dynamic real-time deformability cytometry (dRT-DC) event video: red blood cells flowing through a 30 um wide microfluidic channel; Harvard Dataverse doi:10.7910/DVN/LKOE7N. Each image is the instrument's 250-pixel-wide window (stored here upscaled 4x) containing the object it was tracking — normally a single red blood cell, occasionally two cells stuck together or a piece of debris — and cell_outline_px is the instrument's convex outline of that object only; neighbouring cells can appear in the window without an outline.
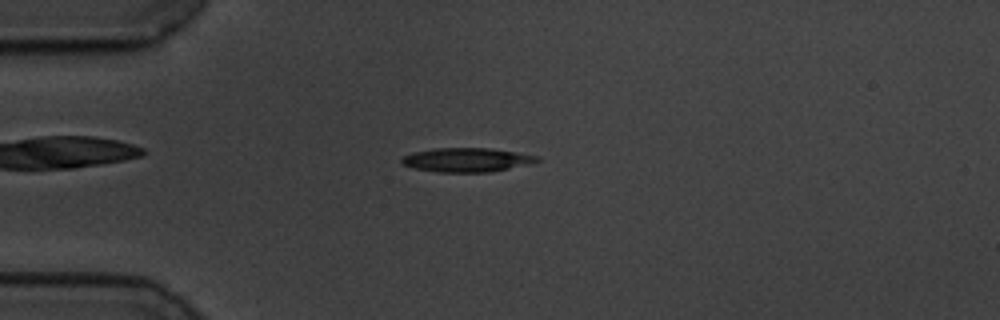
{"species": "common noctule bat (a hibernating species)", "species_latin": "Nyctalus noctula", "temperature_condition": "cold", "stored_images_in_passage": 53, "camera_frame_rate_fps": 3000, "um_per_image_px": 0.085, "animal": {"sex": "male", "body_mass_g": 19.5, "forearm_length_mm": 54.6}, "frame": {"image": 1, "passage_image": 10, "time_ms": 3.0, "image_size_px": [1000, 320], "cell_outline_px": [[540, 160], [528, 164], [488, 172], [440, 172], [412, 168], [404, 164], [400, 160], [404, 156], [412, 152], [436, 148], [492, 148], [540, 156]], "centroid_in_image_um": [39.67, 13.58], "position_along_channel_um": 45.3, "area_um2": 18.84}}
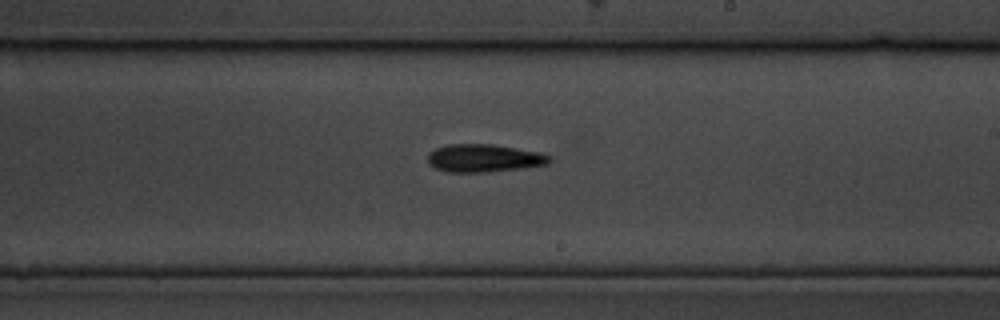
{"frame": {"image": 2, "passage_image": 29, "time_ms": 9.333, "image_size_px": [1000, 320], "cell_outline_px": [[552, 160], [548, 164], [524, 168], [484, 172], [448, 172], [436, 168], [428, 164], [428, 156], [436, 148], [448, 144], [488, 144], [540, 152], [552, 156]], "centroid_in_image_um": [41.17, 13.45], "position_along_channel_um": 247.8, "area_um2": 19.65}}
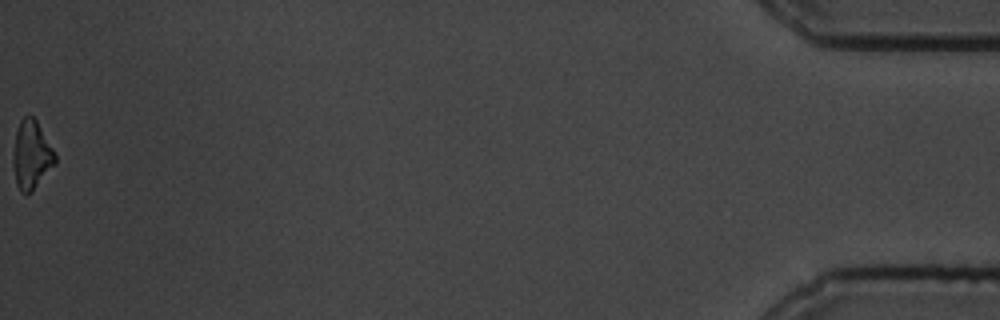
{"frame": {"image": 3, "passage_image": 53, "time_ms": 17.333, "image_size_px": [1000, 320], "cell_outline_px": [[56, 164], [32, 192], [20, 192], [16, 184], [12, 164], [12, 152], [16, 132], [20, 120], [24, 116], [32, 116], [36, 120], [52, 148], [56, 156]], "centroid_in_image_um": [2.65, 13.2], "position_along_channel_um": 432.5, "area_um2": 16.82}, "authors_computed_cell_mechanics": {"area_um2": 18.4382, "velocity_mm_per_s": 3.5105, "shape_relaxation_time_tau1_ms": 2.5018, "shape_relaxation_time_tau2_ms": null, "deformation_change_tau1": 0.1362, "deformation_change_tau2": null}}